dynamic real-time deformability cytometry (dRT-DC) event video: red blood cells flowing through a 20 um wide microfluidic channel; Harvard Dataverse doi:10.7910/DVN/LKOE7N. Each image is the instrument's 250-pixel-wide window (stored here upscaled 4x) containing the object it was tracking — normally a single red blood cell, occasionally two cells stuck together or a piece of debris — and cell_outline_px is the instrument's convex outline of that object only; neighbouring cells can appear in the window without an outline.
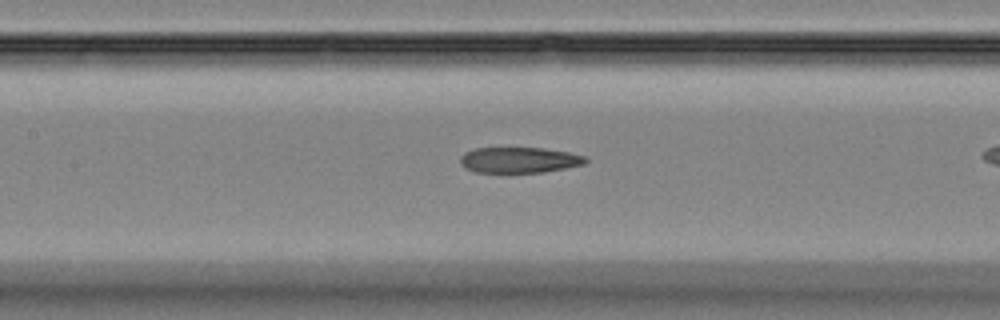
{"species": "Egyptian fruit bat (a non-hibernating species)", "species_latin": "Rousettus aegyptiacus", "temperature_condition": "room temperature", "stored_images_in_passage": 41, "camera_frame_rate_fps": 3000, "um_per_image_px": 0.085, "animal": {"sex": "female"}, "frame": {"image": 1, "passage_image": 24, "time_ms": 7.667, "image_size_px": [1000, 320], "cell_outline_px": [[588, 160], [584, 164], [544, 172], [476, 172], [464, 168], [460, 164], [460, 156], [464, 152], [476, 148], [544, 148], [568, 152], [584, 156]], "centroid_in_image_um": [44.1, 13.6], "position_along_channel_um": 163.3, "area_um2": 18.73}}
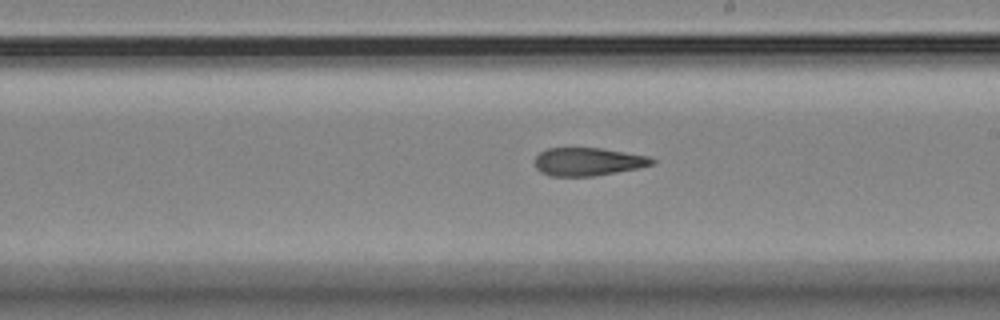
{"frame": {"image": 2, "passage_image": 30, "time_ms": 9.667, "image_size_px": [1000, 320], "cell_outline_px": [[656, 164], [640, 168], [592, 176], [548, 176], [540, 172], [536, 168], [536, 156], [540, 152], [548, 148], [600, 148], [648, 156], [656, 160]], "centroid_in_image_um": [50.0, 13.75], "position_along_channel_um": 239.0, "area_um2": 19.19}}
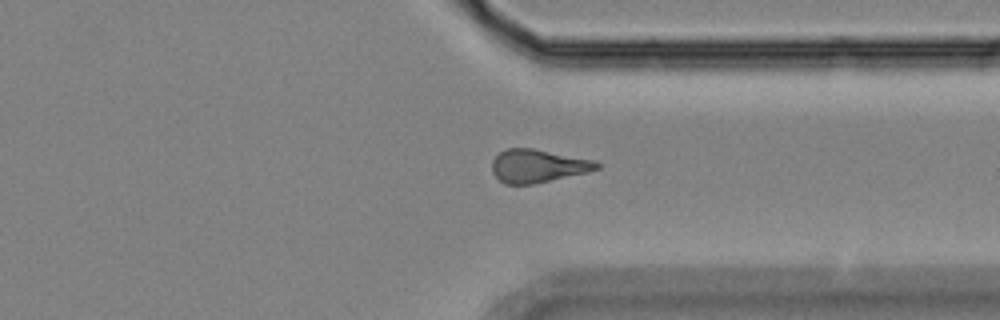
{"frame": {"image": 3, "passage_image": 40, "time_ms": 13.0, "image_size_px": [1000, 320], "cell_outline_px": [[604, 164], [600, 168], [588, 172], [532, 184], [504, 184], [492, 172], [492, 160], [500, 152], [508, 148], [532, 148], [596, 160]], "centroid_in_image_um": [45.76, 14.1], "position_along_channel_um": 365.6, "area_um2": 20.29}}